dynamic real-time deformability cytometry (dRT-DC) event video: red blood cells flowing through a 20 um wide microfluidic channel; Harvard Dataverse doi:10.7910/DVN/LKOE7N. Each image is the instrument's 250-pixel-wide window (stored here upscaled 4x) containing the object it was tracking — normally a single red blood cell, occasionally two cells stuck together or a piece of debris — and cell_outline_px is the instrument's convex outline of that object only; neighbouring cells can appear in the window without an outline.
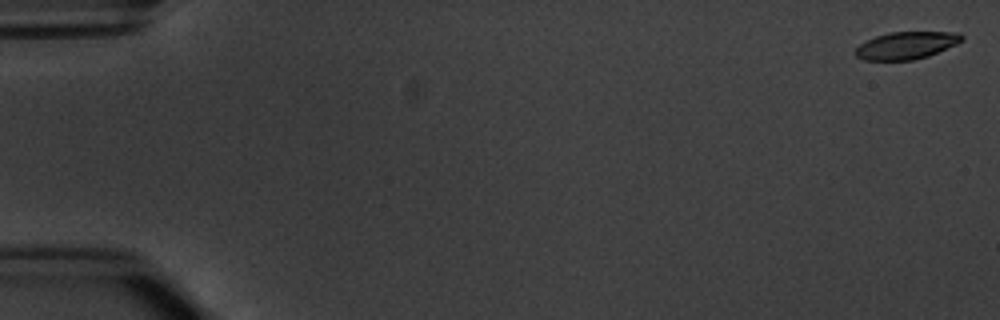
{"species": "common noctule bat (a hibernating species)", "species_latin": "Nyctalus noctula", "temperature_condition": "warm", "stored_images_in_passage": 9, "camera_frame_rate_fps": 3000, "um_per_image_px": 0.085, "animal": {"sex": "male", "body_mass_g": 20.1, "forearm_length_mm": 53.5}, "frame": {"image": 1, "passage_image": 1, "time_ms": 0.0, "image_size_px": [1000, 320], "cell_outline_px": [[964, 40], [956, 44], [928, 56], [912, 60], [864, 60], [856, 56], [856, 48], [860, 44], [876, 36], [888, 32], [960, 32], [964, 36]], "centroid_in_image_um": [77.07, 3.85], "position_along_channel_um": 7.9, "area_um2": 16.88}}
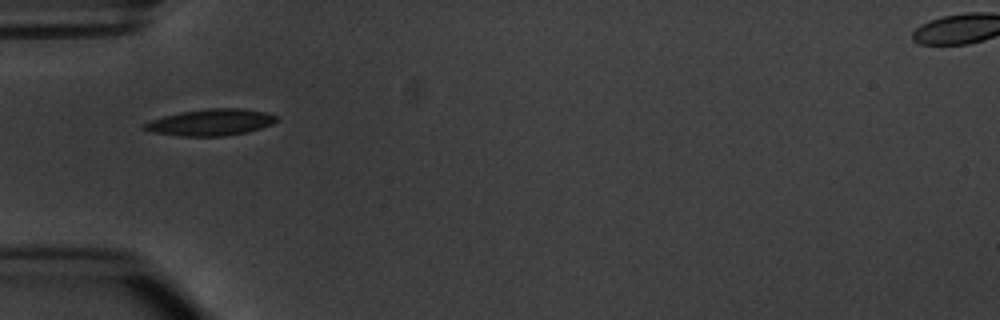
{"frame": {"image": 2, "passage_image": 6, "time_ms": 5.667, "image_size_px": [1000, 320], "cell_outline_px": [[276, 120], [272, 124], [260, 128], [228, 136], [180, 136], [152, 132], [144, 128], [140, 124], [164, 116], [180, 112], [208, 108], [244, 108], [264, 112], [276, 116]], "centroid_in_image_um": [17.89, 10.39], "position_along_channel_um": 67.1, "area_um2": 20.29}}
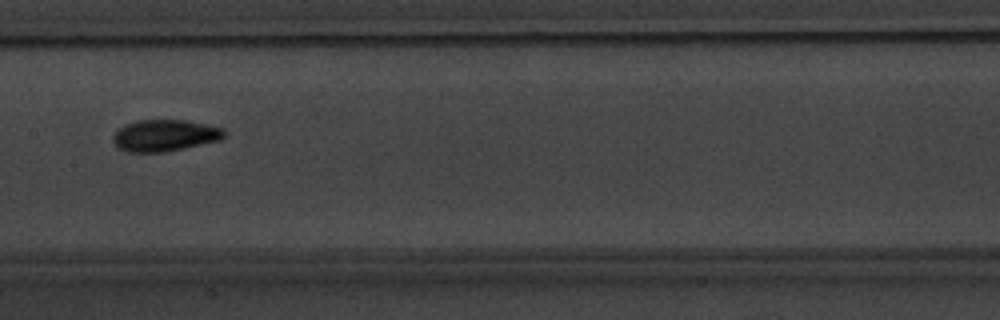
{"frame": {"image": 3, "passage_image": 9, "time_ms": 9.0, "image_size_px": [1000, 320], "cell_outline_px": [[224, 136], [220, 140], [184, 148], [164, 152], [128, 152], [116, 148], [112, 140], [112, 136], [124, 124], [136, 120], [184, 120], [224, 128]], "centroid_in_image_um": [13.95, 11.52], "position_along_channel_um": 193.4, "area_um2": 20.52}}